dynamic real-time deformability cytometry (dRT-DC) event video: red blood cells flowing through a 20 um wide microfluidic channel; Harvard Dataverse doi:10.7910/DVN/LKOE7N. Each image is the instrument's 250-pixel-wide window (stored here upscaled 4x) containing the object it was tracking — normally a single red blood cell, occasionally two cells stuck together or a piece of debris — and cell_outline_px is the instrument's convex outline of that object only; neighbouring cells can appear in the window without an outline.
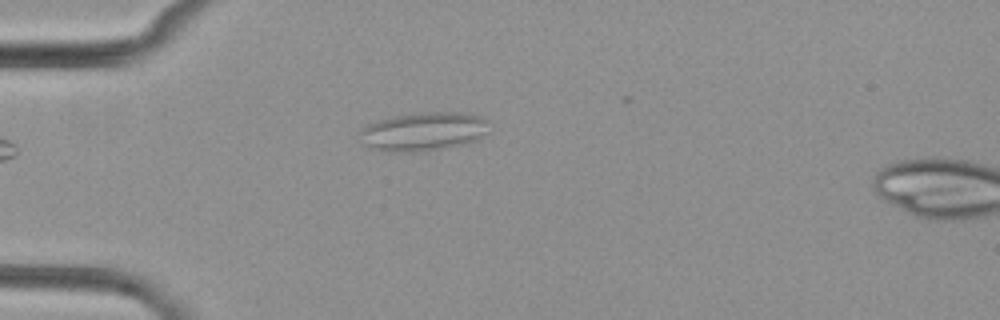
{"species": "common noctule bat (a hibernating species)", "species_latin": "Nyctalus noctula", "temperature_condition": "cold", "stored_images_in_passage": 6, "camera_frame_rate_fps": 3000, "um_per_image_px": 0.085, "animal": {"sex": "female", "body_mass_g": 29.2, "forearm_length_mm": 56.3}, "frame": {"image": 1, "passage_image": 6, "time_ms": 5.667, "image_size_px": [1000, 320], "cell_outline_px": [[492, 132], [476, 140], [460, 144], [424, 152], [372, 148], [364, 144], [360, 132], [360, 128], [368, 124], [392, 116], [420, 112], [456, 112], [480, 116], [488, 120]], "centroid_in_image_um": [36.09, 11.15], "position_along_channel_um": 48.9, "area_um2": 28.9}}